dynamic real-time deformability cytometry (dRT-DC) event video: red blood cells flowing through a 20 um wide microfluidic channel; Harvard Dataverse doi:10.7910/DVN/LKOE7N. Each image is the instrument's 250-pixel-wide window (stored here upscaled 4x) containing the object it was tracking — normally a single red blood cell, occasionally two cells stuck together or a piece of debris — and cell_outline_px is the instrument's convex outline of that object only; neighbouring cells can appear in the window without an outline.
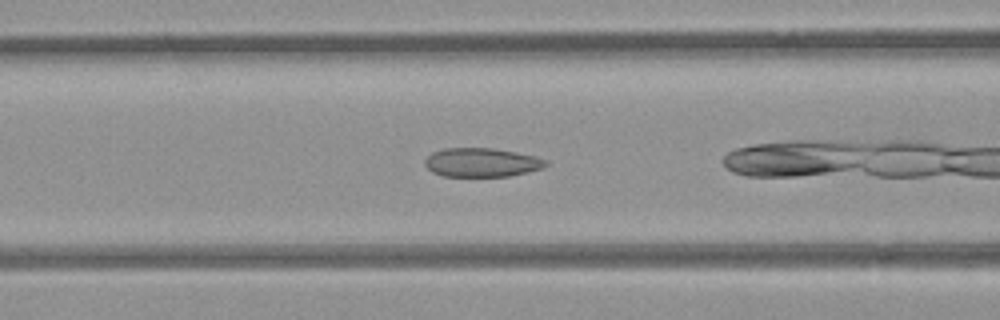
{"species": "common noctule bat (a hibernating species)", "species_latin": "Nyctalus noctula", "temperature_condition": "room temperature", "stored_images_in_passage": 50, "camera_frame_rate_fps": 3000, "um_per_image_px": 0.085, "animal": {"sex": "female", "body_mass_g": 21.9}, "frame": {"image": 1, "passage_image": 17, "time_ms": 5.333, "image_size_px": [1000, 320], "cell_outline_px": [[548, 164], [544, 168], [528, 172], [508, 176], [444, 176], [432, 172], [424, 164], [424, 160], [432, 152], [444, 148], [492, 148], [516, 152], [536, 156], [548, 160]], "centroid_in_image_um": [40.96, 13.8], "position_along_channel_um": 125.6, "area_um2": 20.46}}
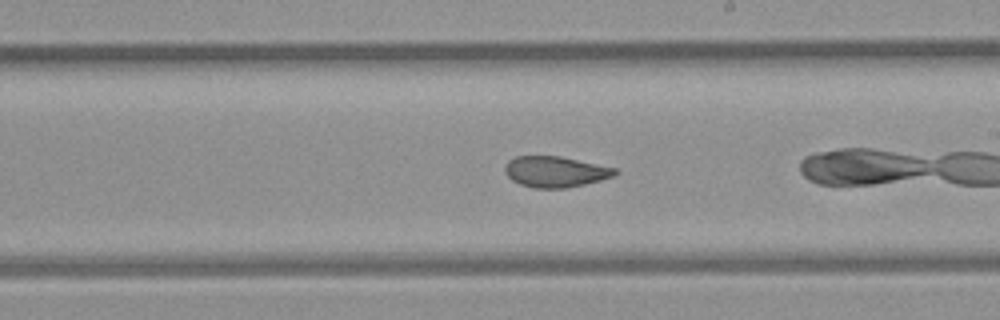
{"frame": {"image": 2, "passage_image": 26, "time_ms": 8.333, "image_size_px": [1000, 320], "cell_outline_px": [[620, 172], [616, 176], [584, 184], [564, 188], [532, 188], [520, 184], [512, 180], [504, 172], [504, 168], [508, 160], [516, 156], [560, 156], [616, 168]], "centroid_in_image_um": [47.21, 14.59], "position_along_channel_um": 241.8, "area_um2": 19.88}}
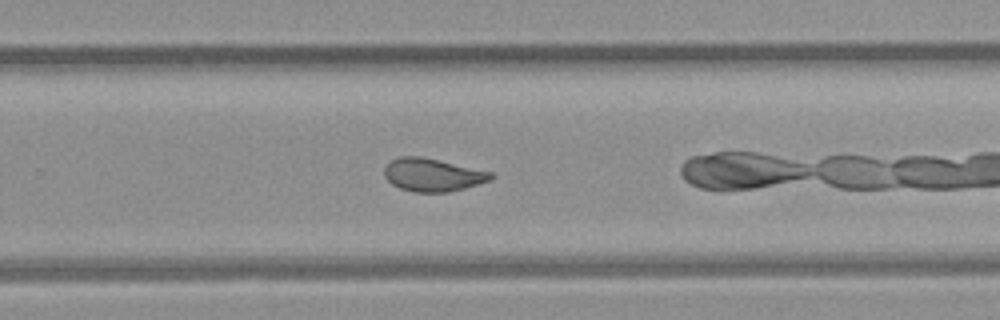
{"frame": {"image": 3, "passage_image": 30, "time_ms": 9.667, "image_size_px": [1000, 320], "cell_outline_px": [[496, 176], [492, 180], [464, 188], [448, 192], [416, 192], [400, 188], [392, 184], [384, 176], [384, 164], [400, 156], [420, 156], [492, 172]], "centroid_in_image_um": [36.76, 14.86], "position_along_channel_um": 293.0, "area_um2": 20.46}, "authors_computed_cell_mechanics": {"area_um2": 21.5305, "velocity_mm_per_s": 3.8741, "shape_relaxation_time_tau1_ms": null, "shape_relaxation_time_tau2_ms": 1.8479, "deformation_change_tau1": null, "deformation_change_tau2": 0.0798}}